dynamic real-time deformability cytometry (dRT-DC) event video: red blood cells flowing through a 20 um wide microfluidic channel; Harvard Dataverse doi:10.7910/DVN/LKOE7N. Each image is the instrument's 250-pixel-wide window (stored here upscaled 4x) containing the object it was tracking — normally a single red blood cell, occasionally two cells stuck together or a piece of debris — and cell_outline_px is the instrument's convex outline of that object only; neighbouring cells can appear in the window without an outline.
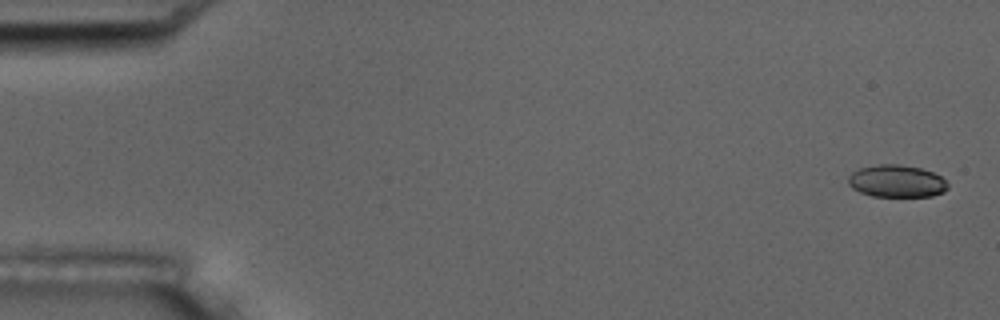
{"species": "common noctule bat (a hibernating species)", "species_latin": "Nyctalus noctula", "temperature_condition": "room temperature", "stored_images_in_passage": 5, "camera_frame_rate_fps": 3000, "um_per_image_px": 0.085, "animal": {"sex": "male", "body_mass_g": 17.5, "forearm_length_mm": 52.3}, "frame": {"image": 1, "passage_image": 1, "time_ms": 0.0, "image_size_px": [1000, 320], "cell_outline_px": [[948, 188], [944, 192], [932, 196], [872, 196], [860, 192], [852, 188], [848, 184], [848, 176], [852, 172], [860, 168], [880, 164], [896, 164], [920, 168], [932, 172], [940, 176], [948, 184]], "centroid_in_image_um": [76.2, 15.4], "position_along_channel_um": 8.8, "area_um2": 18.67}}
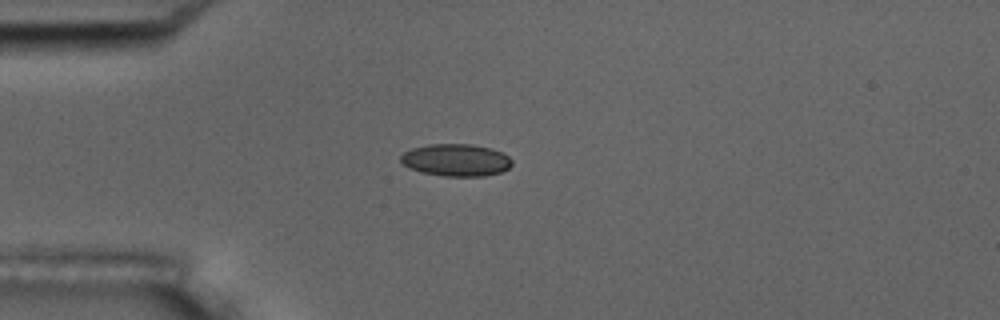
{"frame": {"image": 2, "passage_image": 4, "time_ms": 4.333, "image_size_px": [1000, 320], "cell_outline_px": [[512, 164], [508, 168], [500, 172], [484, 176], [444, 176], [420, 172], [408, 168], [400, 160], [400, 156], [404, 152], [412, 148], [428, 144], [472, 144], [492, 148], [508, 156], [512, 160]], "centroid_in_image_um": [38.74, 13.6], "position_along_channel_um": 46.3, "area_um2": 20.98}}
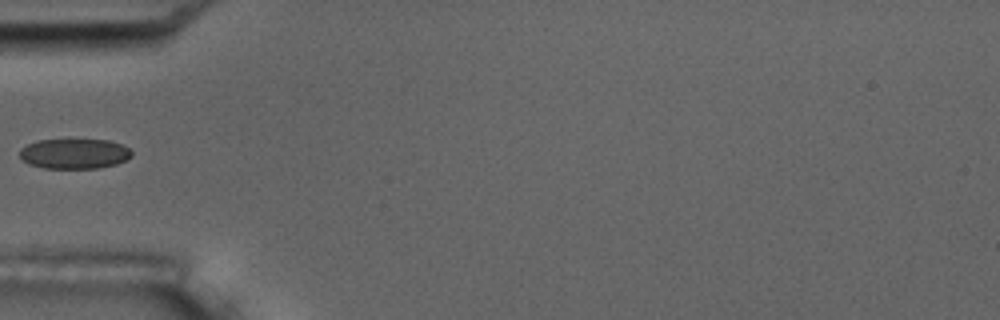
{"frame": {"image": 3, "passage_image": 5, "time_ms": 5.667, "image_size_px": [1000, 320], "cell_outline_px": [[132, 156], [116, 164], [96, 168], [44, 168], [28, 164], [20, 156], [20, 148], [36, 140], [108, 140], [120, 144], [128, 148], [132, 152]], "centroid_in_image_um": [6.3, 13.06], "position_along_channel_um": 78.7, "area_um2": 19.48}}